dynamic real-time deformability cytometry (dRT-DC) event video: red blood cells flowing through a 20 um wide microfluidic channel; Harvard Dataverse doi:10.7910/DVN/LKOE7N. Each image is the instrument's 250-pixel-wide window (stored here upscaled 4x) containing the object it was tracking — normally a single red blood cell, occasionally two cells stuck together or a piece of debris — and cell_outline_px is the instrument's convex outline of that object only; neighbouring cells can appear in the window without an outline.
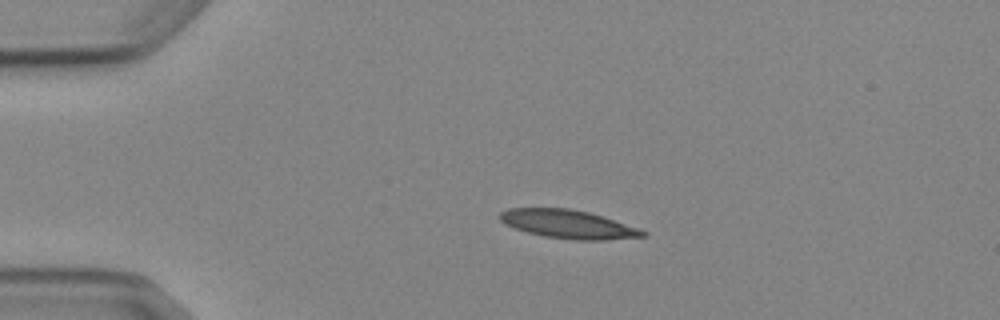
{"species": "Egyptian fruit bat (a non-hibernating species)", "species_latin": "Rousettus aegyptiacus", "temperature_condition": "cold", "stored_images_in_passage": 4, "camera_frame_rate_fps": 3000, "um_per_image_px": 0.085, "animal": {"sex": "female"}, "frame": {"image": 1, "passage_image": 3, "time_ms": 2.333, "image_size_px": [1000, 320], "cell_outline_px": [[648, 236], [604, 240], [576, 240], [544, 236], [528, 232], [516, 228], [500, 220], [500, 212], [508, 208], [568, 208], [588, 212], [604, 216], [640, 228], [648, 232]], "centroid_in_image_um": [48.37, 19.05], "position_along_channel_um": 36.6, "area_um2": 23.7}}